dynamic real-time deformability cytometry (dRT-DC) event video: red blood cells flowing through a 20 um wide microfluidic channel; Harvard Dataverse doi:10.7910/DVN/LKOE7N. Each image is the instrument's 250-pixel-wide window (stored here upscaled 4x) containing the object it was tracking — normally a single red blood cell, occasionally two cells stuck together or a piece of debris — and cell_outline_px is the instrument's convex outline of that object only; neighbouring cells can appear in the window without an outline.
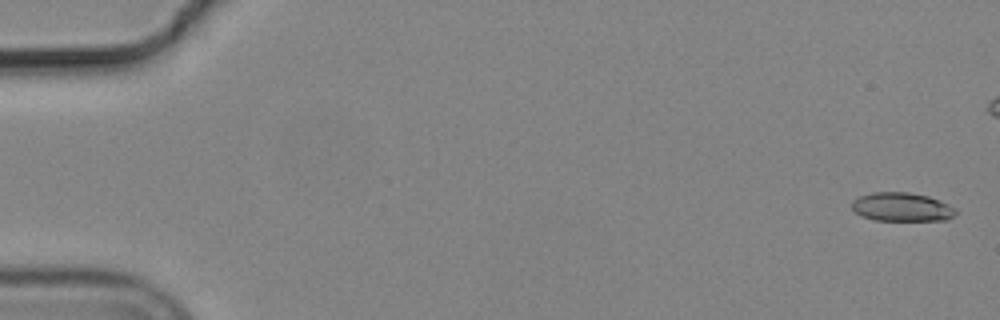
{"species": "common noctule bat (a hibernating species)", "species_latin": "Nyctalus noctula", "temperature_condition": "cold", "stored_images_in_passage": 50, "camera_frame_rate_fps": 3000, "um_per_image_px": 0.085, "animal": {"sex": "male", "body_mass_g": 19.2, "forearm_length_mm": 51.8}, "frame": {"image": 1, "passage_image": 2, "time_ms": 0.333, "image_size_px": [1000, 320], "cell_outline_px": [[956, 212], [948, 220], [876, 220], [860, 216], [852, 208], [852, 200], [860, 196], [872, 192], [908, 192], [928, 196], [940, 200], [956, 208]], "centroid_in_image_um": [76.65, 17.59], "position_along_channel_um": 8.4, "area_um2": 17.4}}
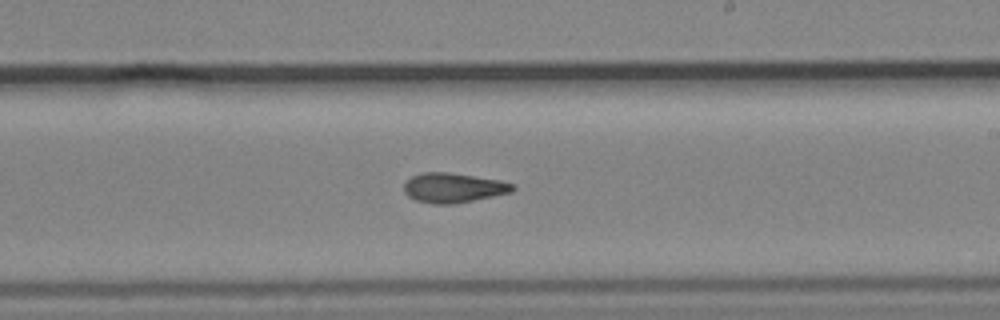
{"frame": {"image": 2, "passage_image": 34, "time_ms": 11.0, "image_size_px": [1000, 320], "cell_outline_px": [[516, 188], [512, 192], [452, 204], [432, 204], [416, 200], [408, 196], [404, 192], [404, 184], [412, 176], [424, 172], [448, 172], [500, 180], [512, 184]], "centroid_in_image_um": [38.52, 15.96], "position_along_channel_um": 250.5, "area_um2": 18.61}}
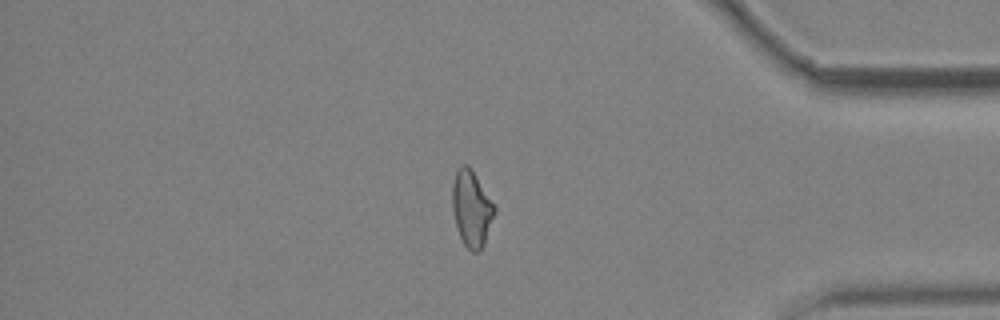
{"frame": {"image": 3, "passage_image": 48, "time_ms": 15.667, "image_size_px": [1000, 320], "cell_outline_px": [[496, 212], [484, 244], [480, 252], [472, 252], [464, 244], [460, 236], [456, 224], [452, 208], [452, 184], [456, 172], [460, 164], [468, 164], [472, 168], [496, 208]], "centroid_in_image_um": [40.09, 17.71], "position_along_channel_um": 395.1, "area_um2": 18.79}, "authors_computed_cell_mechanics": {"area_um2": 18.5249, "velocity_mm_per_s": 3.689, "shape_relaxation_time_tau1_ms": 8.2747, "shape_relaxation_time_tau2_ms": 4.9999, "deformation_change_tau1": 0.1922, "deformation_change_tau2": 0.1353}}